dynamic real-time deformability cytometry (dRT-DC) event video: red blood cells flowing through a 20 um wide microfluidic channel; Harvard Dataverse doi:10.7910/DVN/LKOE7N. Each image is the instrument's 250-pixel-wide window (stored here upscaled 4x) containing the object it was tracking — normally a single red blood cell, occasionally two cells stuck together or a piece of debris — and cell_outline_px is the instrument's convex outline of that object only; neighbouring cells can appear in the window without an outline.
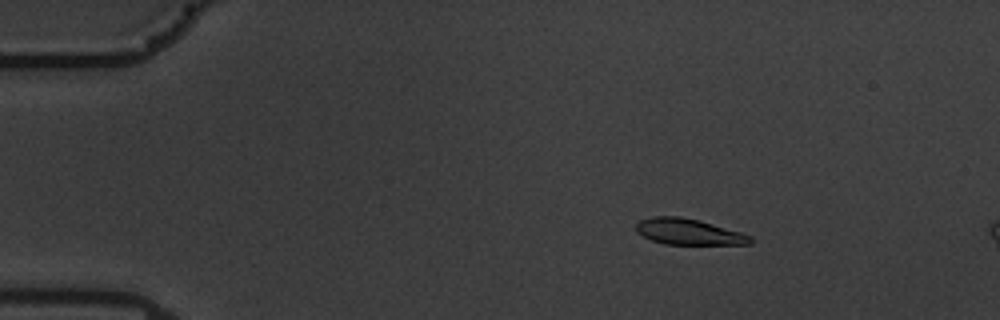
{"species": "common noctule bat (a hibernating species)", "species_latin": "Nyctalus noctula", "temperature_condition": "warm", "stored_images_in_passage": 16, "camera_frame_rate_fps": 3000, "um_per_image_px": 0.085, "animal": {"sex": "male", "body_mass_g": 19.5, "forearm_length_mm": 54.6}, "frame": {"image": 1, "passage_image": 10, "time_ms": 3.0, "image_size_px": [1000, 320], "cell_outline_px": [[752, 244], [664, 244], [652, 240], [636, 232], [636, 224], [640, 220], [652, 216], [680, 216], [696, 220], [740, 232], [752, 236]], "centroid_in_image_um": [58.5, 19.7], "position_along_channel_um": 26.5, "area_um2": 17.05}}